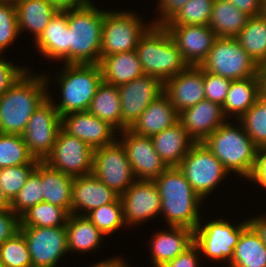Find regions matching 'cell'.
<instances>
[{
    "label": "cell",
    "mask_w": 266,
    "mask_h": 267,
    "mask_svg": "<svg viewBox=\"0 0 266 267\" xmlns=\"http://www.w3.org/2000/svg\"><path fill=\"white\" fill-rule=\"evenodd\" d=\"M104 14L92 3L67 10L71 64H99Z\"/></svg>",
    "instance_id": "277c9868"
},
{
    "label": "cell",
    "mask_w": 266,
    "mask_h": 267,
    "mask_svg": "<svg viewBox=\"0 0 266 267\" xmlns=\"http://www.w3.org/2000/svg\"><path fill=\"white\" fill-rule=\"evenodd\" d=\"M58 11H66L85 7L92 3L90 0H48Z\"/></svg>",
    "instance_id": "f5cc1de1"
},
{
    "label": "cell",
    "mask_w": 266,
    "mask_h": 267,
    "mask_svg": "<svg viewBox=\"0 0 266 267\" xmlns=\"http://www.w3.org/2000/svg\"><path fill=\"white\" fill-rule=\"evenodd\" d=\"M36 166L37 164H24L0 168V186L10 202L25 185L30 174L36 169Z\"/></svg>",
    "instance_id": "7bdbcfd3"
},
{
    "label": "cell",
    "mask_w": 266,
    "mask_h": 267,
    "mask_svg": "<svg viewBox=\"0 0 266 267\" xmlns=\"http://www.w3.org/2000/svg\"><path fill=\"white\" fill-rule=\"evenodd\" d=\"M102 79L119 86L144 75L135 50L102 57L99 62Z\"/></svg>",
    "instance_id": "4316f807"
},
{
    "label": "cell",
    "mask_w": 266,
    "mask_h": 267,
    "mask_svg": "<svg viewBox=\"0 0 266 267\" xmlns=\"http://www.w3.org/2000/svg\"><path fill=\"white\" fill-rule=\"evenodd\" d=\"M169 227L171 231L159 232L152 239L151 258L154 267H162L194 243V230L181 226Z\"/></svg>",
    "instance_id": "484cf974"
},
{
    "label": "cell",
    "mask_w": 266,
    "mask_h": 267,
    "mask_svg": "<svg viewBox=\"0 0 266 267\" xmlns=\"http://www.w3.org/2000/svg\"><path fill=\"white\" fill-rule=\"evenodd\" d=\"M0 263L4 267H33L27 242L20 231L0 245Z\"/></svg>",
    "instance_id": "ab89813d"
},
{
    "label": "cell",
    "mask_w": 266,
    "mask_h": 267,
    "mask_svg": "<svg viewBox=\"0 0 266 267\" xmlns=\"http://www.w3.org/2000/svg\"><path fill=\"white\" fill-rule=\"evenodd\" d=\"M198 250L199 247L193 243L183 253L176 256L173 260L166 262L162 267H197Z\"/></svg>",
    "instance_id": "681fc988"
},
{
    "label": "cell",
    "mask_w": 266,
    "mask_h": 267,
    "mask_svg": "<svg viewBox=\"0 0 266 267\" xmlns=\"http://www.w3.org/2000/svg\"><path fill=\"white\" fill-rule=\"evenodd\" d=\"M164 26L189 66H200L217 38L208 25L165 24Z\"/></svg>",
    "instance_id": "e0dca14e"
},
{
    "label": "cell",
    "mask_w": 266,
    "mask_h": 267,
    "mask_svg": "<svg viewBox=\"0 0 266 267\" xmlns=\"http://www.w3.org/2000/svg\"><path fill=\"white\" fill-rule=\"evenodd\" d=\"M88 111L121 131V102L117 86L104 81L99 85Z\"/></svg>",
    "instance_id": "836d02e7"
},
{
    "label": "cell",
    "mask_w": 266,
    "mask_h": 267,
    "mask_svg": "<svg viewBox=\"0 0 266 267\" xmlns=\"http://www.w3.org/2000/svg\"><path fill=\"white\" fill-rule=\"evenodd\" d=\"M150 138L155 151L168 167H178L195 144L180 122Z\"/></svg>",
    "instance_id": "d4e9b609"
},
{
    "label": "cell",
    "mask_w": 266,
    "mask_h": 267,
    "mask_svg": "<svg viewBox=\"0 0 266 267\" xmlns=\"http://www.w3.org/2000/svg\"><path fill=\"white\" fill-rule=\"evenodd\" d=\"M43 202L41 161L30 174L25 185L10 202V209L19 217L34 205Z\"/></svg>",
    "instance_id": "74e56055"
},
{
    "label": "cell",
    "mask_w": 266,
    "mask_h": 267,
    "mask_svg": "<svg viewBox=\"0 0 266 267\" xmlns=\"http://www.w3.org/2000/svg\"><path fill=\"white\" fill-rule=\"evenodd\" d=\"M258 100H259L264 106H266V97H258Z\"/></svg>",
    "instance_id": "91938a15"
},
{
    "label": "cell",
    "mask_w": 266,
    "mask_h": 267,
    "mask_svg": "<svg viewBox=\"0 0 266 267\" xmlns=\"http://www.w3.org/2000/svg\"><path fill=\"white\" fill-rule=\"evenodd\" d=\"M258 100V82L256 75L250 78L231 81L228 94L222 105V111L226 117L228 113L235 114L239 119Z\"/></svg>",
    "instance_id": "d6a6232c"
},
{
    "label": "cell",
    "mask_w": 266,
    "mask_h": 267,
    "mask_svg": "<svg viewBox=\"0 0 266 267\" xmlns=\"http://www.w3.org/2000/svg\"><path fill=\"white\" fill-rule=\"evenodd\" d=\"M135 51L144 74L163 82L189 67L164 25L151 24L140 37Z\"/></svg>",
    "instance_id": "3957f363"
},
{
    "label": "cell",
    "mask_w": 266,
    "mask_h": 267,
    "mask_svg": "<svg viewBox=\"0 0 266 267\" xmlns=\"http://www.w3.org/2000/svg\"><path fill=\"white\" fill-rule=\"evenodd\" d=\"M230 79L203 70L205 99L223 105L231 84Z\"/></svg>",
    "instance_id": "f6af8a7d"
},
{
    "label": "cell",
    "mask_w": 266,
    "mask_h": 267,
    "mask_svg": "<svg viewBox=\"0 0 266 267\" xmlns=\"http://www.w3.org/2000/svg\"><path fill=\"white\" fill-rule=\"evenodd\" d=\"M15 7L19 33L22 29L29 30L35 41L58 12L48 0H18Z\"/></svg>",
    "instance_id": "83f0119b"
},
{
    "label": "cell",
    "mask_w": 266,
    "mask_h": 267,
    "mask_svg": "<svg viewBox=\"0 0 266 267\" xmlns=\"http://www.w3.org/2000/svg\"><path fill=\"white\" fill-rule=\"evenodd\" d=\"M61 128L69 135L85 141L93 149L115 142L113 135L116 129L89 111L71 112L61 116Z\"/></svg>",
    "instance_id": "d6986e66"
},
{
    "label": "cell",
    "mask_w": 266,
    "mask_h": 267,
    "mask_svg": "<svg viewBox=\"0 0 266 267\" xmlns=\"http://www.w3.org/2000/svg\"><path fill=\"white\" fill-rule=\"evenodd\" d=\"M94 149L85 141L66 133L57 134L51 153L44 162L54 170L72 177L92 174Z\"/></svg>",
    "instance_id": "7c38bea8"
},
{
    "label": "cell",
    "mask_w": 266,
    "mask_h": 267,
    "mask_svg": "<svg viewBox=\"0 0 266 267\" xmlns=\"http://www.w3.org/2000/svg\"><path fill=\"white\" fill-rule=\"evenodd\" d=\"M125 224L135 225L161 212V200L154 181L136 180L121 196Z\"/></svg>",
    "instance_id": "ac0fdd59"
},
{
    "label": "cell",
    "mask_w": 266,
    "mask_h": 267,
    "mask_svg": "<svg viewBox=\"0 0 266 267\" xmlns=\"http://www.w3.org/2000/svg\"><path fill=\"white\" fill-rule=\"evenodd\" d=\"M149 27L128 12L105 11L100 59L136 49L140 37Z\"/></svg>",
    "instance_id": "9c48e42d"
},
{
    "label": "cell",
    "mask_w": 266,
    "mask_h": 267,
    "mask_svg": "<svg viewBox=\"0 0 266 267\" xmlns=\"http://www.w3.org/2000/svg\"><path fill=\"white\" fill-rule=\"evenodd\" d=\"M33 267H55L59 259L69 252L65 226H20Z\"/></svg>",
    "instance_id": "4fadbf2b"
},
{
    "label": "cell",
    "mask_w": 266,
    "mask_h": 267,
    "mask_svg": "<svg viewBox=\"0 0 266 267\" xmlns=\"http://www.w3.org/2000/svg\"><path fill=\"white\" fill-rule=\"evenodd\" d=\"M249 224L256 230L259 234L262 242L266 245V217L259 216L258 218L249 219Z\"/></svg>",
    "instance_id": "11a10c76"
},
{
    "label": "cell",
    "mask_w": 266,
    "mask_h": 267,
    "mask_svg": "<svg viewBox=\"0 0 266 267\" xmlns=\"http://www.w3.org/2000/svg\"><path fill=\"white\" fill-rule=\"evenodd\" d=\"M129 163L139 180L154 181L168 166L153 147L150 137L138 135L128 128L120 131Z\"/></svg>",
    "instance_id": "2e32d148"
},
{
    "label": "cell",
    "mask_w": 266,
    "mask_h": 267,
    "mask_svg": "<svg viewBox=\"0 0 266 267\" xmlns=\"http://www.w3.org/2000/svg\"><path fill=\"white\" fill-rule=\"evenodd\" d=\"M121 102V131L129 128L150 103L164 93V82L146 75L117 86Z\"/></svg>",
    "instance_id": "9a60e30c"
},
{
    "label": "cell",
    "mask_w": 266,
    "mask_h": 267,
    "mask_svg": "<svg viewBox=\"0 0 266 267\" xmlns=\"http://www.w3.org/2000/svg\"><path fill=\"white\" fill-rule=\"evenodd\" d=\"M92 267H129L126 266V263H124V260H121L120 257L118 258H111L107 261L104 260L103 262H99L94 264Z\"/></svg>",
    "instance_id": "9f6ffc18"
},
{
    "label": "cell",
    "mask_w": 266,
    "mask_h": 267,
    "mask_svg": "<svg viewBox=\"0 0 266 267\" xmlns=\"http://www.w3.org/2000/svg\"><path fill=\"white\" fill-rule=\"evenodd\" d=\"M36 76L25 70L0 97V133L22 135L34 111L48 98V78Z\"/></svg>",
    "instance_id": "6da1fadb"
},
{
    "label": "cell",
    "mask_w": 266,
    "mask_h": 267,
    "mask_svg": "<svg viewBox=\"0 0 266 267\" xmlns=\"http://www.w3.org/2000/svg\"><path fill=\"white\" fill-rule=\"evenodd\" d=\"M248 179L266 188V147L257 148L254 168Z\"/></svg>",
    "instance_id": "c3c4849f"
},
{
    "label": "cell",
    "mask_w": 266,
    "mask_h": 267,
    "mask_svg": "<svg viewBox=\"0 0 266 267\" xmlns=\"http://www.w3.org/2000/svg\"><path fill=\"white\" fill-rule=\"evenodd\" d=\"M232 3L236 8L245 12L250 17L259 16L262 12L263 0H223Z\"/></svg>",
    "instance_id": "816d5d0a"
},
{
    "label": "cell",
    "mask_w": 266,
    "mask_h": 267,
    "mask_svg": "<svg viewBox=\"0 0 266 267\" xmlns=\"http://www.w3.org/2000/svg\"><path fill=\"white\" fill-rule=\"evenodd\" d=\"M154 182L161 200V212L168 226H181L195 230L200 221L201 198L178 167H168Z\"/></svg>",
    "instance_id": "7a4b0ae2"
},
{
    "label": "cell",
    "mask_w": 266,
    "mask_h": 267,
    "mask_svg": "<svg viewBox=\"0 0 266 267\" xmlns=\"http://www.w3.org/2000/svg\"><path fill=\"white\" fill-rule=\"evenodd\" d=\"M49 97L30 117L22 138L35 159L44 161L51 153L61 129V116Z\"/></svg>",
    "instance_id": "8fae6325"
},
{
    "label": "cell",
    "mask_w": 266,
    "mask_h": 267,
    "mask_svg": "<svg viewBox=\"0 0 266 267\" xmlns=\"http://www.w3.org/2000/svg\"><path fill=\"white\" fill-rule=\"evenodd\" d=\"M203 144L222 163L228 172L238 173L248 179L254 168L257 146L245 132L230 123L219 126Z\"/></svg>",
    "instance_id": "5b68a950"
},
{
    "label": "cell",
    "mask_w": 266,
    "mask_h": 267,
    "mask_svg": "<svg viewBox=\"0 0 266 267\" xmlns=\"http://www.w3.org/2000/svg\"><path fill=\"white\" fill-rule=\"evenodd\" d=\"M261 15L266 18V0L262 1V12Z\"/></svg>",
    "instance_id": "680465c9"
},
{
    "label": "cell",
    "mask_w": 266,
    "mask_h": 267,
    "mask_svg": "<svg viewBox=\"0 0 266 267\" xmlns=\"http://www.w3.org/2000/svg\"><path fill=\"white\" fill-rule=\"evenodd\" d=\"M249 225L244 221L237 226L226 220L209 221L203 227L201 223L194 230V243L204 255L212 260H232L242 231Z\"/></svg>",
    "instance_id": "5bb4252c"
},
{
    "label": "cell",
    "mask_w": 266,
    "mask_h": 267,
    "mask_svg": "<svg viewBox=\"0 0 266 267\" xmlns=\"http://www.w3.org/2000/svg\"><path fill=\"white\" fill-rule=\"evenodd\" d=\"M59 76L62 102L54 107L63 116L71 112L88 111L92 99L103 81L99 64H65Z\"/></svg>",
    "instance_id": "8992f818"
},
{
    "label": "cell",
    "mask_w": 266,
    "mask_h": 267,
    "mask_svg": "<svg viewBox=\"0 0 266 267\" xmlns=\"http://www.w3.org/2000/svg\"><path fill=\"white\" fill-rule=\"evenodd\" d=\"M236 39L257 64L266 63V18L264 16L250 17Z\"/></svg>",
    "instance_id": "e575fe53"
},
{
    "label": "cell",
    "mask_w": 266,
    "mask_h": 267,
    "mask_svg": "<svg viewBox=\"0 0 266 267\" xmlns=\"http://www.w3.org/2000/svg\"><path fill=\"white\" fill-rule=\"evenodd\" d=\"M69 251H89L100 244L103 233L81 213L70 214L65 225Z\"/></svg>",
    "instance_id": "1f68e13d"
},
{
    "label": "cell",
    "mask_w": 266,
    "mask_h": 267,
    "mask_svg": "<svg viewBox=\"0 0 266 267\" xmlns=\"http://www.w3.org/2000/svg\"><path fill=\"white\" fill-rule=\"evenodd\" d=\"M10 209V201L7 199V197L3 193V189L0 186V211Z\"/></svg>",
    "instance_id": "6f0895ef"
},
{
    "label": "cell",
    "mask_w": 266,
    "mask_h": 267,
    "mask_svg": "<svg viewBox=\"0 0 266 267\" xmlns=\"http://www.w3.org/2000/svg\"><path fill=\"white\" fill-rule=\"evenodd\" d=\"M69 213L56 205L40 202L20 217V226L58 227L65 226Z\"/></svg>",
    "instance_id": "8d00e7d4"
},
{
    "label": "cell",
    "mask_w": 266,
    "mask_h": 267,
    "mask_svg": "<svg viewBox=\"0 0 266 267\" xmlns=\"http://www.w3.org/2000/svg\"><path fill=\"white\" fill-rule=\"evenodd\" d=\"M20 224V217L11 209L0 211V245L19 232Z\"/></svg>",
    "instance_id": "bcb514c9"
},
{
    "label": "cell",
    "mask_w": 266,
    "mask_h": 267,
    "mask_svg": "<svg viewBox=\"0 0 266 267\" xmlns=\"http://www.w3.org/2000/svg\"><path fill=\"white\" fill-rule=\"evenodd\" d=\"M74 177L49 167L41 161L43 202L65 209L71 214V195Z\"/></svg>",
    "instance_id": "f1b7e54d"
},
{
    "label": "cell",
    "mask_w": 266,
    "mask_h": 267,
    "mask_svg": "<svg viewBox=\"0 0 266 267\" xmlns=\"http://www.w3.org/2000/svg\"><path fill=\"white\" fill-rule=\"evenodd\" d=\"M92 174L121 196L135 181V175L121 142L94 149Z\"/></svg>",
    "instance_id": "30bf717a"
},
{
    "label": "cell",
    "mask_w": 266,
    "mask_h": 267,
    "mask_svg": "<svg viewBox=\"0 0 266 267\" xmlns=\"http://www.w3.org/2000/svg\"><path fill=\"white\" fill-rule=\"evenodd\" d=\"M200 67L233 81L255 76L258 64L236 38L217 37Z\"/></svg>",
    "instance_id": "52a82bcc"
},
{
    "label": "cell",
    "mask_w": 266,
    "mask_h": 267,
    "mask_svg": "<svg viewBox=\"0 0 266 267\" xmlns=\"http://www.w3.org/2000/svg\"><path fill=\"white\" fill-rule=\"evenodd\" d=\"M120 196L111 188H108L95 175L89 174L74 177L71 195V214H75L76 210L83 209V216L90 211L115 202ZM87 212V213H86Z\"/></svg>",
    "instance_id": "7402d4cb"
},
{
    "label": "cell",
    "mask_w": 266,
    "mask_h": 267,
    "mask_svg": "<svg viewBox=\"0 0 266 267\" xmlns=\"http://www.w3.org/2000/svg\"><path fill=\"white\" fill-rule=\"evenodd\" d=\"M258 97H266V63L258 64L256 71Z\"/></svg>",
    "instance_id": "db71d44e"
},
{
    "label": "cell",
    "mask_w": 266,
    "mask_h": 267,
    "mask_svg": "<svg viewBox=\"0 0 266 267\" xmlns=\"http://www.w3.org/2000/svg\"><path fill=\"white\" fill-rule=\"evenodd\" d=\"M189 0H159L160 20L154 25H165Z\"/></svg>",
    "instance_id": "f907efd6"
},
{
    "label": "cell",
    "mask_w": 266,
    "mask_h": 267,
    "mask_svg": "<svg viewBox=\"0 0 266 267\" xmlns=\"http://www.w3.org/2000/svg\"><path fill=\"white\" fill-rule=\"evenodd\" d=\"M225 119L222 106L206 99L179 113V122L195 143H203Z\"/></svg>",
    "instance_id": "44dd1931"
},
{
    "label": "cell",
    "mask_w": 266,
    "mask_h": 267,
    "mask_svg": "<svg viewBox=\"0 0 266 267\" xmlns=\"http://www.w3.org/2000/svg\"><path fill=\"white\" fill-rule=\"evenodd\" d=\"M178 168L202 200L229 174L203 143H195Z\"/></svg>",
    "instance_id": "ba28073f"
},
{
    "label": "cell",
    "mask_w": 266,
    "mask_h": 267,
    "mask_svg": "<svg viewBox=\"0 0 266 267\" xmlns=\"http://www.w3.org/2000/svg\"><path fill=\"white\" fill-rule=\"evenodd\" d=\"M86 216L104 236L125 225L120 197L115 202H110L90 211Z\"/></svg>",
    "instance_id": "f35d334b"
},
{
    "label": "cell",
    "mask_w": 266,
    "mask_h": 267,
    "mask_svg": "<svg viewBox=\"0 0 266 267\" xmlns=\"http://www.w3.org/2000/svg\"><path fill=\"white\" fill-rule=\"evenodd\" d=\"M38 50L49 59H64L71 64V45H69V27L67 10L58 11L36 40Z\"/></svg>",
    "instance_id": "cb8c5ba5"
},
{
    "label": "cell",
    "mask_w": 266,
    "mask_h": 267,
    "mask_svg": "<svg viewBox=\"0 0 266 267\" xmlns=\"http://www.w3.org/2000/svg\"><path fill=\"white\" fill-rule=\"evenodd\" d=\"M39 162L29 152L22 135L0 133V168Z\"/></svg>",
    "instance_id": "d590c367"
},
{
    "label": "cell",
    "mask_w": 266,
    "mask_h": 267,
    "mask_svg": "<svg viewBox=\"0 0 266 267\" xmlns=\"http://www.w3.org/2000/svg\"><path fill=\"white\" fill-rule=\"evenodd\" d=\"M250 18L232 3L214 0L208 26L217 37L236 38Z\"/></svg>",
    "instance_id": "f546056e"
},
{
    "label": "cell",
    "mask_w": 266,
    "mask_h": 267,
    "mask_svg": "<svg viewBox=\"0 0 266 267\" xmlns=\"http://www.w3.org/2000/svg\"><path fill=\"white\" fill-rule=\"evenodd\" d=\"M179 122V113L163 93L128 128L130 131L146 137H152Z\"/></svg>",
    "instance_id": "603a6c76"
},
{
    "label": "cell",
    "mask_w": 266,
    "mask_h": 267,
    "mask_svg": "<svg viewBox=\"0 0 266 267\" xmlns=\"http://www.w3.org/2000/svg\"><path fill=\"white\" fill-rule=\"evenodd\" d=\"M229 267H266V245L250 224L239 237Z\"/></svg>",
    "instance_id": "4dcf8cb0"
},
{
    "label": "cell",
    "mask_w": 266,
    "mask_h": 267,
    "mask_svg": "<svg viewBox=\"0 0 266 267\" xmlns=\"http://www.w3.org/2000/svg\"><path fill=\"white\" fill-rule=\"evenodd\" d=\"M214 0H189L166 24L208 25Z\"/></svg>",
    "instance_id": "60d3db41"
},
{
    "label": "cell",
    "mask_w": 266,
    "mask_h": 267,
    "mask_svg": "<svg viewBox=\"0 0 266 267\" xmlns=\"http://www.w3.org/2000/svg\"><path fill=\"white\" fill-rule=\"evenodd\" d=\"M19 35L15 3L0 1V53Z\"/></svg>",
    "instance_id": "ee69618b"
},
{
    "label": "cell",
    "mask_w": 266,
    "mask_h": 267,
    "mask_svg": "<svg viewBox=\"0 0 266 267\" xmlns=\"http://www.w3.org/2000/svg\"><path fill=\"white\" fill-rule=\"evenodd\" d=\"M238 121L257 147H266V106L257 100Z\"/></svg>",
    "instance_id": "b9f144b4"
},
{
    "label": "cell",
    "mask_w": 266,
    "mask_h": 267,
    "mask_svg": "<svg viewBox=\"0 0 266 267\" xmlns=\"http://www.w3.org/2000/svg\"><path fill=\"white\" fill-rule=\"evenodd\" d=\"M0 1L16 3L18 0H0Z\"/></svg>",
    "instance_id": "94428289"
},
{
    "label": "cell",
    "mask_w": 266,
    "mask_h": 267,
    "mask_svg": "<svg viewBox=\"0 0 266 267\" xmlns=\"http://www.w3.org/2000/svg\"><path fill=\"white\" fill-rule=\"evenodd\" d=\"M25 70L0 58V97Z\"/></svg>",
    "instance_id": "7dc6e473"
},
{
    "label": "cell",
    "mask_w": 266,
    "mask_h": 267,
    "mask_svg": "<svg viewBox=\"0 0 266 267\" xmlns=\"http://www.w3.org/2000/svg\"><path fill=\"white\" fill-rule=\"evenodd\" d=\"M164 93L178 113L205 100L203 69L189 66L164 82Z\"/></svg>",
    "instance_id": "ffe728a7"
}]
</instances>
